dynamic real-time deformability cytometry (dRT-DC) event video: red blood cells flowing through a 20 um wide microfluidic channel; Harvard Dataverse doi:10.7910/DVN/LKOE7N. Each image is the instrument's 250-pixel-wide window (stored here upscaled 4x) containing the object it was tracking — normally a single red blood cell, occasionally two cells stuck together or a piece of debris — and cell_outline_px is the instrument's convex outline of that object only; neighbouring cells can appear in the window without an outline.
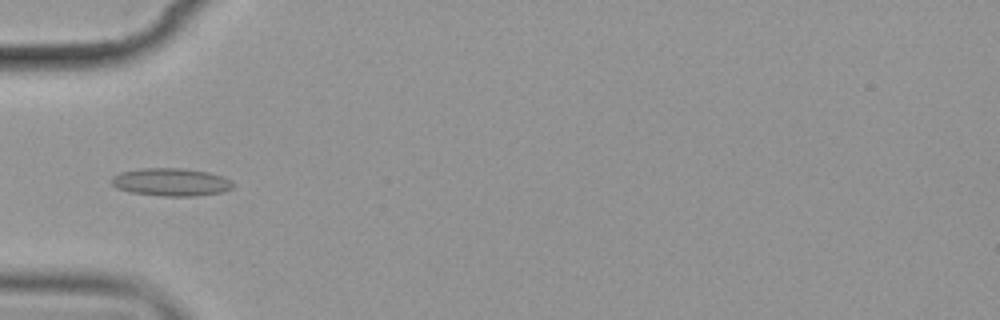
{"species": "common noctule bat (a hibernating species)", "species_latin": "Nyctalus noctula", "temperature_condition": "cold", "stored_images_in_passage": 7, "camera_frame_rate_fps": 3000, "um_per_image_px": 0.085, "animal": {"sex": "female", "body_mass_g": 19.9}, "frame": {"image": 1, "passage_image": 6, "time_ms": 6.0, "image_size_px": [1000, 320], "cell_outline_px": [[236, 184], [232, 188], [224, 192], [196, 196], [164, 196], [132, 192], [116, 188], [112, 184], [112, 176], [120, 172], [140, 168], [184, 168], [208, 172], [224, 176], [232, 180]], "centroid_in_image_um": [14.59, 15.47], "position_along_channel_um": 70.4, "area_um2": 19.94}}
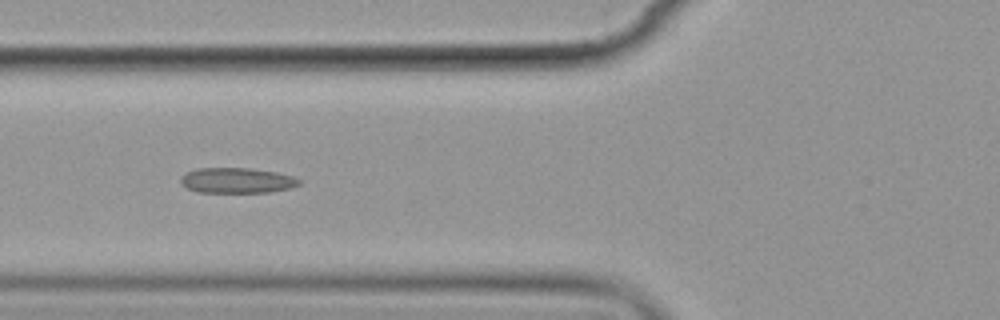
{"frame": {"image": 2, "passage_image": 7, "time_ms": 7.0, "image_size_px": [1000, 320], "cell_outline_px": [[300, 184], [292, 188], [268, 192], [200, 192], [188, 188], [180, 184], [180, 176], [196, 168], [248, 168], [276, 172], [292, 176], [300, 180]], "centroid_in_image_um": [20.13, 15.33], "position_along_channel_um": 105.7, "area_um2": 17.46}}